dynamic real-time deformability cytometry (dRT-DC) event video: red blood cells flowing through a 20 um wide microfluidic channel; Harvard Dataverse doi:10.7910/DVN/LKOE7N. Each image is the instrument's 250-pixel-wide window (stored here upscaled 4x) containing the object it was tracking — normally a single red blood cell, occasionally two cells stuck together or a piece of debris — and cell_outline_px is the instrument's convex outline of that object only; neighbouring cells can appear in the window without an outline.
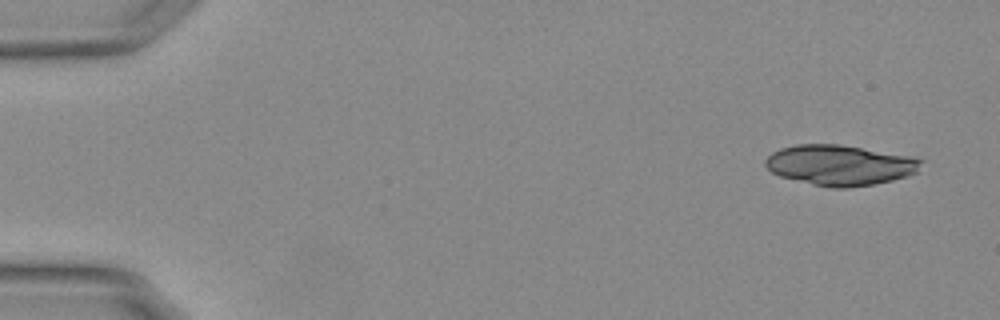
{"species": "Egyptian fruit bat (a non-hibernating species)", "species_latin": "Rousettus aegyptiacus", "temperature_condition": "warm", "stored_images_in_passage": 8, "camera_frame_rate_fps": 3000, "um_per_image_px": 0.085, "animal": {"sex": "female"}, "frame": {"image": 1, "passage_image": 1, "time_ms": 0.0, "image_size_px": [1000, 320], "cell_outline_px": [[924, 160], [916, 172], [892, 180], [872, 184], [848, 188], [832, 188], [812, 184], [780, 176], [772, 172], [764, 164], [764, 160], [772, 152], [780, 148], [796, 144], [840, 144], [916, 156]], "centroid_in_image_um": [71.4, 14.02], "position_along_channel_um": 13.6, "area_um2": 36.82}}